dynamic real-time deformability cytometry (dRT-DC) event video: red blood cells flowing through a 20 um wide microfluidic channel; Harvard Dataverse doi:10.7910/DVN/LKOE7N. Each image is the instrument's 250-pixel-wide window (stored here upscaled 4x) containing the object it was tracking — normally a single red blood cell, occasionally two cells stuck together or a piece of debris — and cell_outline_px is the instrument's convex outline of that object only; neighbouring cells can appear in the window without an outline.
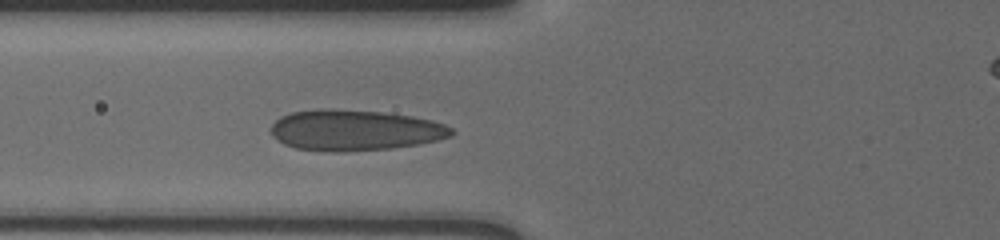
{"species": "human", "species_latin": "Homo sapiens", "temperature_condition": "cold", "stored_images_in_passage": 5, "camera_frame_rate_fps": 3000, "um_per_image_px": 0.085, "donor": {"sex": "male"}, "frame": {"image": 1, "passage_image": 5, "time_ms": 1.333, "image_size_px": [1000, 240], "cell_outline_px": [[456, 132], [452, 136], [420, 144], [388, 148], [336, 152], [296, 148], [284, 144], [276, 140], [272, 136], [272, 124], [280, 116], [292, 112], [380, 112], [412, 116], [432, 120], [444, 124], [452, 128]], "centroid_in_image_um": [30.22, 11.11], "position_along_channel_um": 95.6, "area_um2": 41.5}}